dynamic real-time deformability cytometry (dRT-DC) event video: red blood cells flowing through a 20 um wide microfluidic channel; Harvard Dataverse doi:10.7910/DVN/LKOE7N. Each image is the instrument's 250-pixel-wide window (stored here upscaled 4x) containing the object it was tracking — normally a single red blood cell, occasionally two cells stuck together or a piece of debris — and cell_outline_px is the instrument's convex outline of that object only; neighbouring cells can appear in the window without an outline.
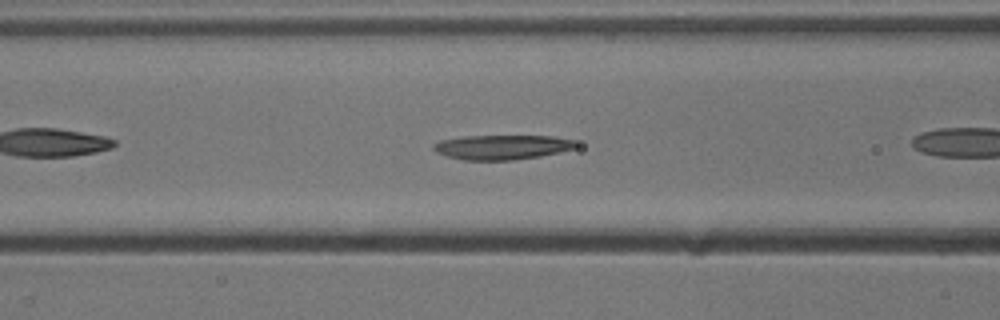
{"species": "common noctule bat (a hibernating species)", "species_latin": "Nyctalus noctula", "temperature_condition": "cold", "stored_images_in_passage": 40, "camera_frame_rate_fps": 3000, "um_per_image_px": 0.085, "animal": {"sex": "male", "body_mass_g": 13.3}, "frame": {"image": 1, "passage_image": 7, "time_ms": 2.0, "image_size_px": [1000, 320], "cell_outline_px": [[580, 144], [576, 148], [560, 152], [540, 156], [512, 160], [464, 160], [448, 156], [436, 152], [432, 148], [432, 144], [440, 140], [464, 136], [552, 136], [576, 140]], "centroid_in_image_um": [42.71, 12.5], "position_along_channel_um": 123.9, "area_um2": 20.58}}
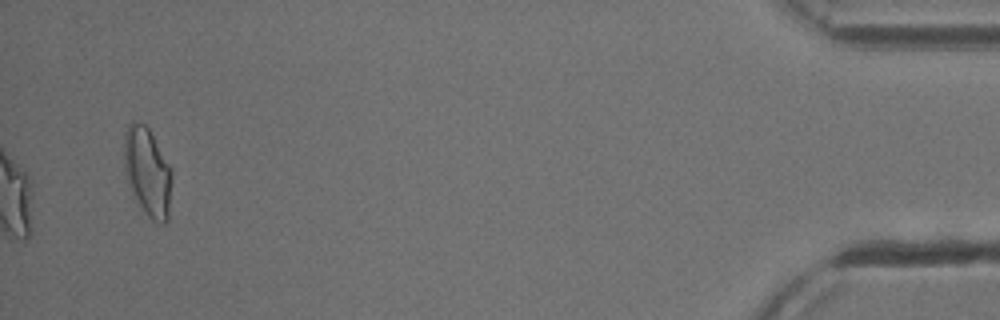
{"frame": {"image": 2, "passage_image": 40, "time_ms": 13.0, "image_size_px": [1000, 320], "cell_outline_px": [[172, 180], [168, 220], [164, 224], [160, 224], [152, 220], [140, 208], [132, 196], [124, 168], [124, 132], [128, 124], [132, 120], [144, 124], [148, 128], [172, 168]], "centroid_in_image_um": [12.53, 14.63], "position_along_channel_um": 422.7, "area_um2": 25.14}, "authors_computed_cell_mechanics": {"area_um2": 21.097, "velocity_mm_per_s": 3.8306, "shape_relaxation_time_tau1_ms": 7.8047, "shape_relaxation_time_tau2_ms": 2.2053, "deformation_change_tau1": 0.2316, "deformation_change_tau2": 0.0774}}